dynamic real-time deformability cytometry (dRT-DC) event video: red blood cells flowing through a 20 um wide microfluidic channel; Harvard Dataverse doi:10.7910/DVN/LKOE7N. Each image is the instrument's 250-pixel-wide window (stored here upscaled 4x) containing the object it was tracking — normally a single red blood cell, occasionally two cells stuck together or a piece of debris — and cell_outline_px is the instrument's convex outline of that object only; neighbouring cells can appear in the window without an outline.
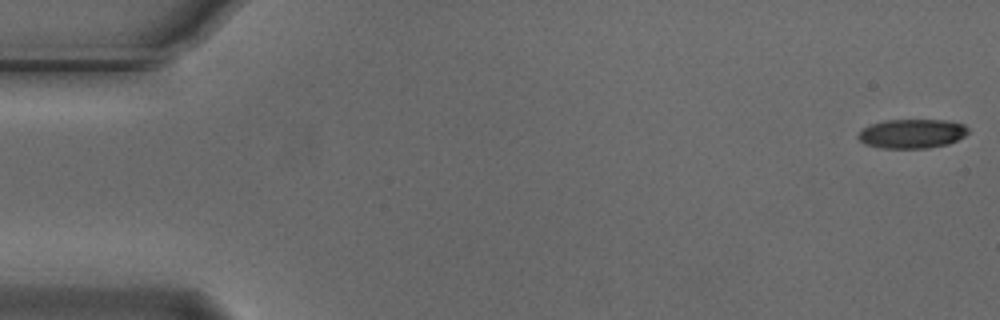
{"species": "Egyptian fruit bat (a non-hibernating species)", "species_latin": "Rousettus aegyptiacus", "temperature_condition": "cold", "stored_images_in_passage": 55, "camera_frame_rate_fps": 3000, "um_per_image_px": 0.085, "animal": {"sex": "male"}, "frame": {"image": 1, "passage_image": 1, "time_ms": 0.0, "image_size_px": [1000, 320], "cell_outline_px": [[968, 132], [964, 136], [948, 144], [928, 148], [880, 148], [864, 144], [856, 136], [864, 128], [872, 124], [888, 120], [948, 120], [964, 124], [968, 128]], "centroid_in_image_um": [77.53, 11.36], "position_along_channel_um": 7.5, "area_um2": 18.67}}
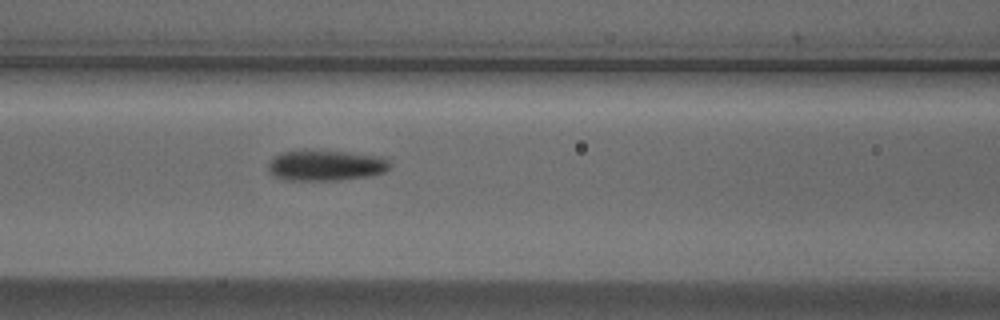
{"frame": {"image": 2, "passage_image": 23, "time_ms": 7.333, "image_size_px": [1000, 320], "cell_outline_px": [[392, 164], [384, 172], [372, 176], [340, 180], [284, 180], [272, 176], [268, 172], [268, 164], [276, 156], [284, 152], [308, 148], [348, 152], [384, 156]], "centroid_in_image_um": [27.7, 14.04], "position_along_channel_um": 138.9, "area_um2": 22.43}}
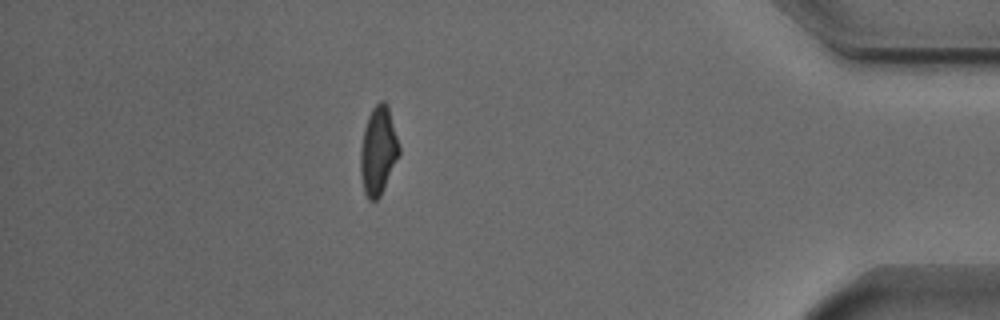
{"frame": {"image": 3, "passage_image": 48, "time_ms": 15.667, "image_size_px": [1000, 320], "cell_outline_px": [[400, 152], [380, 196], [376, 200], [368, 200], [364, 192], [360, 172], [360, 148], [364, 128], [368, 116], [372, 108], [380, 100], [384, 100], [388, 104], [400, 148]], "centroid_in_image_um": [32.13, 12.78], "position_along_channel_um": 403.1, "area_um2": 19.83}, "authors_computed_cell_mechanics": {"area_um2": 20.519, "velocity_mm_per_s": 3.7343, "shape_relaxation_time_tau1_ms": 3.6431, "shape_relaxation_time_tau2_ms": 2.185, "deformation_change_tau1": 0.1564, "deformation_change_tau2": 0.0857}}